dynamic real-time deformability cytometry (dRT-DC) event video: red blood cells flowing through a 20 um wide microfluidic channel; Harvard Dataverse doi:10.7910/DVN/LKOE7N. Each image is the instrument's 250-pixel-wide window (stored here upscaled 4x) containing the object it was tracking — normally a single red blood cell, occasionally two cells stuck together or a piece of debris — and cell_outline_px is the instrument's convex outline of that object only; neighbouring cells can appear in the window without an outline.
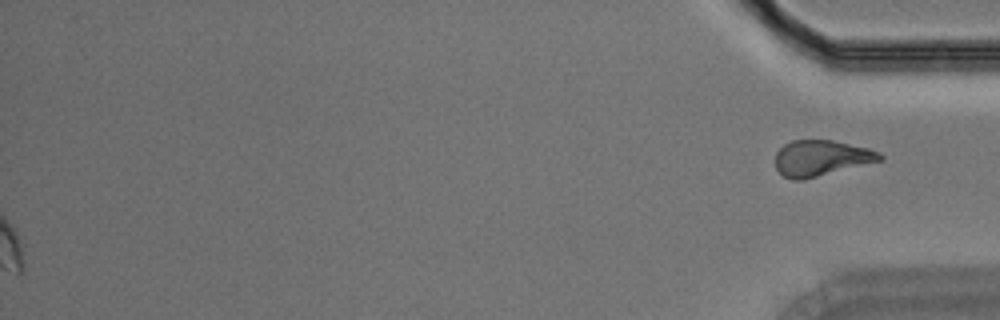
{"species": "Egyptian fruit bat (a non-hibernating species)", "species_latin": "Rousettus aegyptiacus", "temperature_condition": "room temperature", "stored_images_in_passage": 41, "segment_of_instrument_passage": [2, 2], "camera_frame_rate_fps": 3000, "um_per_image_px": 0.085, "animal": {"sex": "male"}, "frame": {"image": 1, "passage_image": 41, "time_ms": 13.333, "image_size_px": [1000, 320], "cell_outline_px": [[884, 160], [804, 180], [792, 180], [784, 176], [776, 168], [776, 152], [784, 144], [792, 140], [832, 140], [868, 148], [880, 152], [884, 156]], "centroid_in_image_um": [69.82, 13.44], "position_along_channel_um": 365.4, "area_um2": 21.96}}